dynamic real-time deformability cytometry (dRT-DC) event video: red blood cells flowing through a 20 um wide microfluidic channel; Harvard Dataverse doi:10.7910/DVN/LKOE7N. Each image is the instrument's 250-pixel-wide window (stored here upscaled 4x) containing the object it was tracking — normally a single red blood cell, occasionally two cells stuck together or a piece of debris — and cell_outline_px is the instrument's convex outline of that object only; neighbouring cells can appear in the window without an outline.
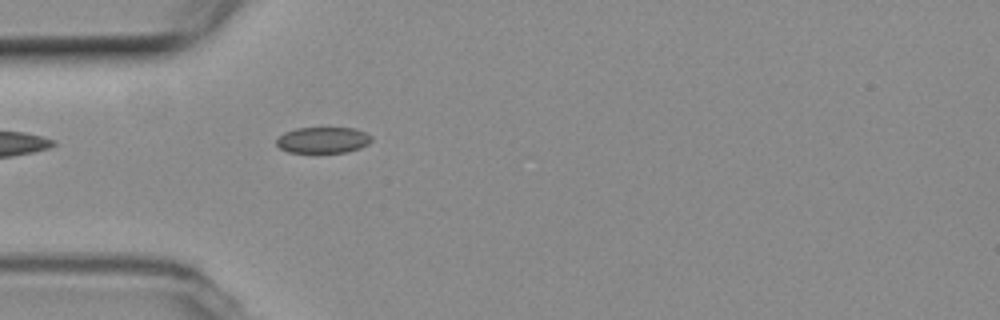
{"species": "common noctule bat (a hibernating species)", "species_latin": "Nyctalus noctula", "temperature_condition": "room temperature", "stored_images_in_passage": 29, "camera_frame_rate_fps": 3000, "um_per_image_px": 0.085, "animal": {"sex": "female", "body_mass_g": 19.3, "forearm_length_mm": 54.1}, "frame": {"image": 1, "passage_image": 1, "time_ms": 0.0, "image_size_px": [1000, 320], "cell_outline_px": [[372, 140], [368, 144], [360, 148], [348, 152], [288, 152], [280, 148], [276, 144], [276, 140], [284, 132], [296, 128], [356, 128], [372, 136]], "centroid_in_image_um": [27.46, 11.9], "position_along_channel_um": 57.5, "area_um2": 14.45}}
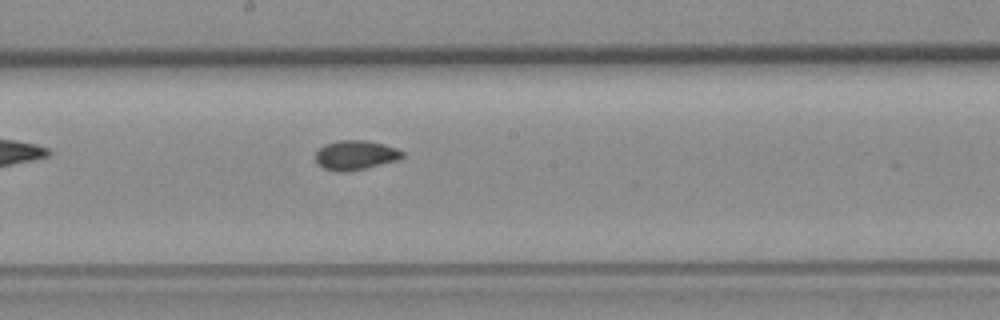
{"frame": {"image": 2, "passage_image": 14, "time_ms": 4.333, "image_size_px": [1000, 320], "cell_outline_px": [[404, 156], [396, 160], [348, 172], [336, 172], [324, 168], [316, 164], [316, 152], [324, 144], [340, 140], [368, 140], [384, 144], [396, 148], [404, 152]], "centroid_in_image_um": [30.19, 13.18], "position_along_channel_um": 218.0, "area_um2": 14.91}}
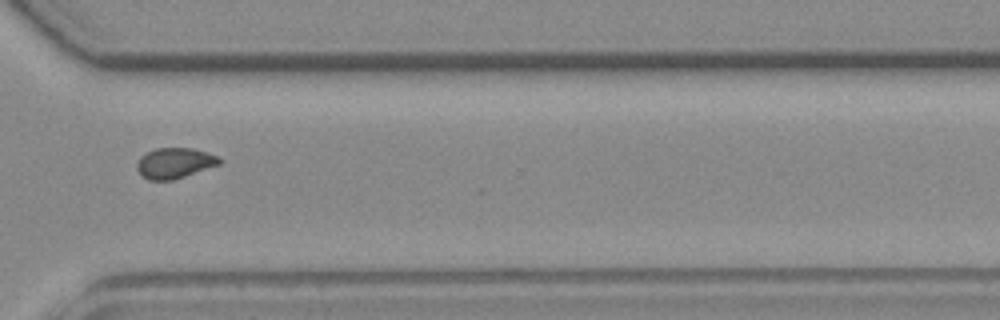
{"frame": {"image": 3, "passage_image": 25, "time_ms": 8.0, "image_size_px": [1000, 320], "cell_outline_px": [[224, 160], [220, 164], [172, 180], [148, 180], [136, 168], [136, 164], [140, 156], [156, 148], [192, 148], [220, 156]], "centroid_in_image_um": [14.87, 13.85], "position_along_channel_um": 355.7, "area_um2": 14.62}}